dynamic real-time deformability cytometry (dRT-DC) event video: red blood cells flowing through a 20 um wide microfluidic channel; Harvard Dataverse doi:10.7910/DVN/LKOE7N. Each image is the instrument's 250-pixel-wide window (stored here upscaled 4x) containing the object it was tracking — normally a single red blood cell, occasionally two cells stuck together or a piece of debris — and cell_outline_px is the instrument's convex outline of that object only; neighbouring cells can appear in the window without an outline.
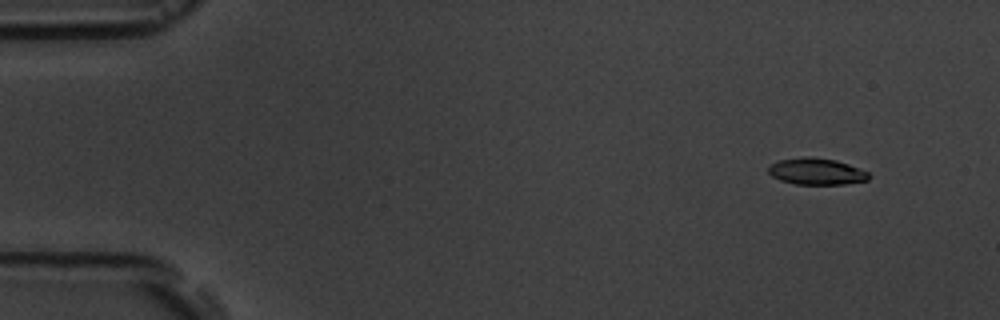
{"species": "common noctule bat (a hibernating species)", "species_latin": "Nyctalus noctula", "temperature_condition": "room temperature", "stored_images_in_passage": 9, "camera_frame_rate_fps": 3000, "um_per_image_px": 0.085, "animal": {"sex": "male", "body_mass_g": 19.5, "forearm_length_mm": 54.6}, "frame": {"image": 1, "passage_image": 2, "time_ms": 1.0, "image_size_px": [1000, 320], "cell_outline_px": [[872, 176], [868, 180], [844, 184], [796, 184], [780, 180], [772, 176], [768, 172], [768, 164], [780, 160], [804, 156], [808, 156], [836, 160], [848, 164], [868, 172]], "centroid_in_image_um": [69.39, 14.57], "position_along_channel_um": 15.6, "area_um2": 15.61}}
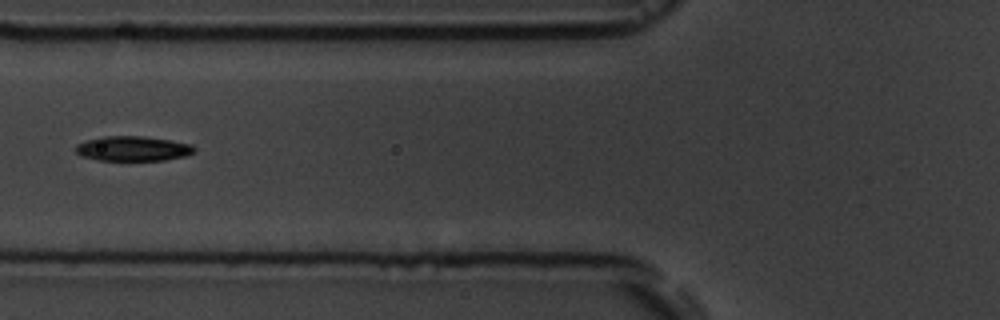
{"frame": {"image": 2, "passage_image": 7, "time_ms": 6.667, "image_size_px": [1000, 320], "cell_outline_px": [[196, 148], [192, 152], [184, 156], [164, 160], [96, 160], [80, 156], [76, 152], [76, 144], [84, 140], [100, 136], [144, 136], [192, 144]], "centroid_in_image_um": [11.23, 12.62], "position_along_channel_um": 114.6, "area_um2": 17.22}}
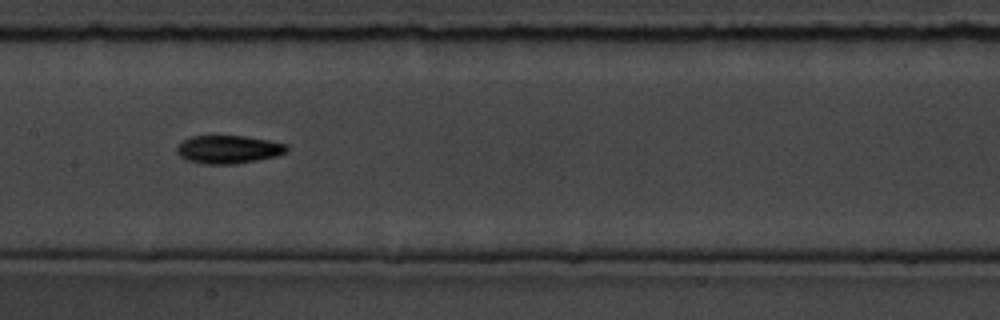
{"frame": {"image": 3, "passage_image": 9, "time_ms": 8.667, "image_size_px": [1000, 320], "cell_outline_px": [[288, 152], [276, 156], [236, 164], [204, 164], [188, 160], [180, 156], [176, 152], [176, 148], [184, 140], [192, 136], [244, 136], [268, 140], [288, 144]], "centroid_in_image_um": [19.44, 12.7], "position_along_channel_um": 188.0, "area_um2": 17.98}}